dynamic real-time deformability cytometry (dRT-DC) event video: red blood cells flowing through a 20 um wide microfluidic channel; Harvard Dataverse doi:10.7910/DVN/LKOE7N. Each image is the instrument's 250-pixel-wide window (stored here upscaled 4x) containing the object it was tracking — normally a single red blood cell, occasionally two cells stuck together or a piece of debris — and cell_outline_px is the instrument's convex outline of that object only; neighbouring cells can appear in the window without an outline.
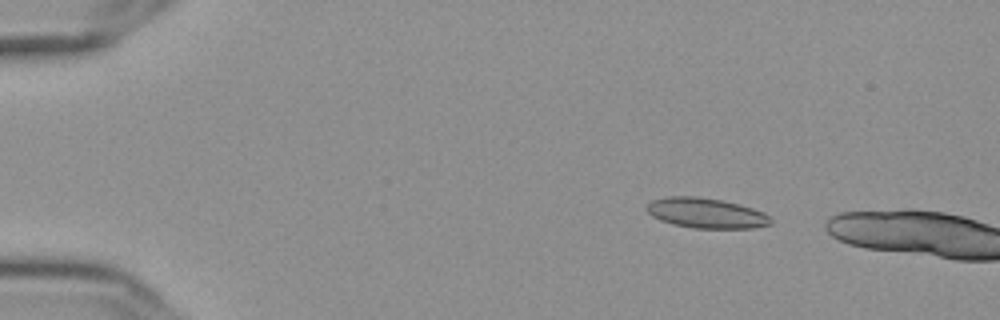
{"species": "Egyptian fruit bat (a non-hibernating species)", "species_latin": "Rousettus aegyptiacus", "temperature_condition": "cold", "stored_images_in_passage": 48, "camera_frame_rate_fps": 3000, "um_per_image_px": 0.085, "frame": {"image": 1, "passage_image": 6, "time_ms": 1.667, "image_size_px": [1000, 320], "cell_outline_px": [[772, 224], [752, 228], [692, 228], [672, 224], [660, 220], [652, 216], [644, 208], [652, 200], [668, 196], [696, 196], [720, 200], [740, 204], [764, 212], [772, 220]], "centroid_in_image_um": [60.0, 18.11], "position_along_channel_um": 25.0, "area_um2": 21.85}}
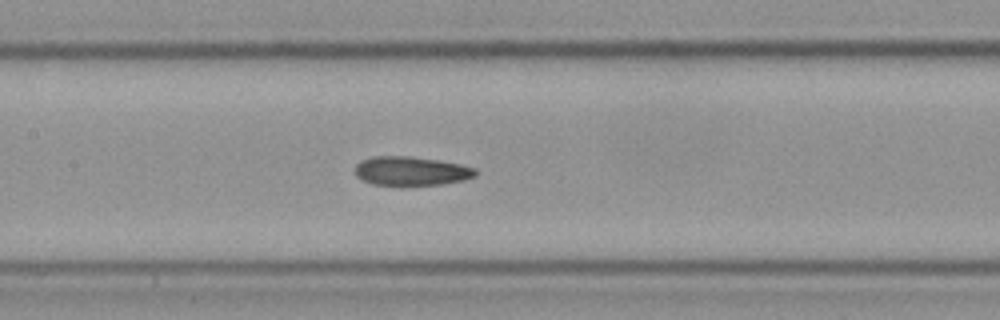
{"frame": {"image": 2, "passage_image": 25, "time_ms": 8.0, "image_size_px": [1000, 320], "cell_outline_px": [[476, 176], [464, 180], [440, 184], [372, 184], [356, 176], [356, 164], [360, 160], [372, 156], [412, 156], [440, 160], [460, 164], [476, 168]], "centroid_in_image_um": [34.96, 14.51], "position_along_channel_um": 172.4, "area_um2": 20.17}}
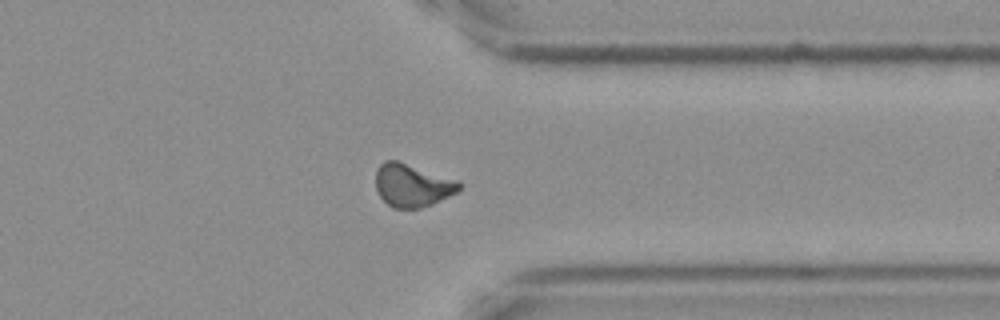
{"frame": {"image": 3, "passage_image": 42, "time_ms": 13.667, "image_size_px": [1000, 320], "cell_outline_px": [[460, 188], [456, 192], [432, 204], [420, 208], [392, 208], [380, 196], [376, 188], [376, 168], [384, 160], [400, 160], [460, 180]], "centroid_in_image_um": [35.04, 15.72], "position_along_channel_um": 376.4, "area_um2": 21.15}}